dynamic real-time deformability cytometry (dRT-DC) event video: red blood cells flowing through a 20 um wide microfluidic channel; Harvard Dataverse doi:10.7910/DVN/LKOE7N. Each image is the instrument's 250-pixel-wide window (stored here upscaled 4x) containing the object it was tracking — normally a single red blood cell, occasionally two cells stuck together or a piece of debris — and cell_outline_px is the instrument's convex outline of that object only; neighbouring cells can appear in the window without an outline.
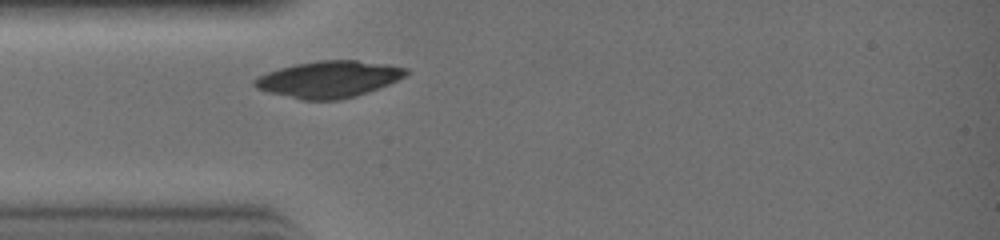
{"species": "common noctule bat (a hibernating species)", "species_latin": "Nyctalus noctula", "temperature_condition": "warm", "stored_images_in_passage": 21, "camera_frame_rate_fps": 3000, "um_per_image_px": 0.085, "animal": {"sex": "female", "body_mass_g": 19.0, "forearm_length_mm": 51.5}, "frame": {"image": 1, "passage_image": 1, "time_ms": 0.0, "image_size_px": [1000, 240], "cell_outline_px": [[408, 72], [404, 76], [388, 84], [356, 96], [336, 100], [304, 100], [268, 92], [256, 88], [252, 84], [252, 80], [268, 72], [280, 68], [296, 64], [320, 60], [356, 60], [388, 64], [408, 68]], "centroid_in_image_um": [27.94, 6.73], "position_along_channel_um": 57.1, "area_um2": 32.02}}
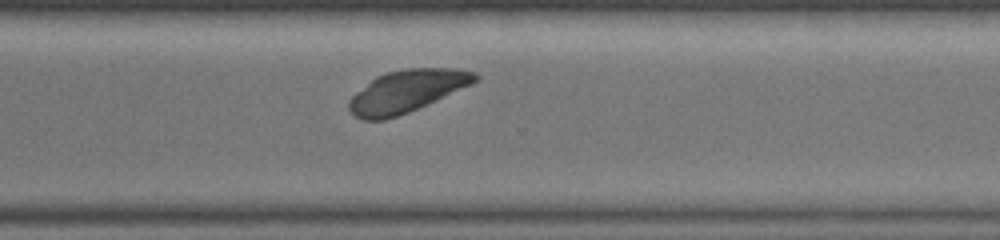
{"frame": {"image": 2, "passage_image": 15, "time_ms": 4.667, "image_size_px": [1000, 240], "cell_outline_px": [[480, 80], [472, 84], [408, 112], [384, 120], [364, 120], [356, 116], [348, 108], [348, 100], [356, 92], [376, 76], [388, 72], [404, 68], [456, 68], [476, 72], [480, 76]], "centroid_in_image_um": [34.6, 7.73], "position_along_channel_um": 336.0, "area_um2": 30.81}}